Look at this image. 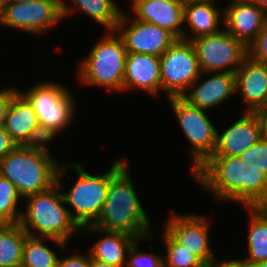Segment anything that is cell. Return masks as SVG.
Returning a JSON list of instances; mask_svg holds the SVG:
<instances>
[{
	"instance_id": "obj_1",
	"label": "cell",
	"mask_w": 267,
	"mask_h": 267,
	"mask_svg": "<svg viewBox=\"0 0 267 267\" xmlns=\"http://www.w3.org/2000/svg\"><path fill=\"white\" fill-rule=\"evenodd\" d=\"M123 159L112 163L107 197L99 218L92 226L142 239L152 235L153 226L136 193L128 162Z\"/></svg>"
},
{
	"instance_id": "obj_2",
	"label": "cell",
	"mask_w": 267,
	"mask_h": 267,
	"mask_svg": "<svg viewBox=\"0 0 267 267\" xmlns=\"http://www.w3.org/2000/svg\"><path fill=\"white\" fill-rule=\"evenodd\" d=\"M65 165L60 164L55 185L24 198L26 212H22L20 225L28 235L53 238L68 244L72 235L82 233L71 217L62 194V176L67 172Z\"/></svg>"
},
{
	"instance_id": "obj_3",
	"label": "cell",
	"mask_w": 267,
	"mask_h": 267,
	"mask_svg": "<svg viewBox=\"0 0 267 267\" xmlns=\"http://www.w3.org/2000/svg\"><path fill=\"white\" fill-rule=\"evenodd\" d=\"M106 32L80 62L76 78L81 85L123 92L126 47L116 30Z\"/></svg>"
},
{
	"instance_id": "obj_4",
	"label": "cell",
	"mask_w": 267,
	"mask_h": 267,
	"mask_svg": "<svg viewBox=\"0 0 267 267\" xmlns=\"http://www.w3.org/2000/svg\"><path fill=\"white\" fill-rule=\"evenodd\" d=\"M51 155L17 146L0 160V175L17 188L23 199L44 192L56 184L61 164Z\"/></svg>"
},
{
	"instance_id": "obj_5",
	"label": "cell",
	"mask_w": 267,
	"mask_h": 267,
	"mask_svg": "<svg viewBox=\"0 0 267 267\" xmlns=\"http://www.w3.org/2000/svg\"><path fill=\"white\" fill-rule=\"evenodd\" d=\"M77 173L78 179L72 188L62 192L66 206L73 220L80 228L93 225L99 218L111 180V168L103 173L91 175L79 163L67 164ZM73 208V210H72Z\"/></svg>"
},
{
	"instance_id": "obj_6",
	"label": "cell",
	"mask_w": 267,
	"mask_h": 267,
	"mask_svg": "<svg viewBox=\"0 0 267 267\" xmlns=\"http://www.w3.org/2000/svg\"><path fill=\"white\" fill-rule=\"evenodd\" d=\"M249 167L238 157H210L192 176L215 196L216 202L235 201L245 206V177Z\"/></svg>"
},
{
	"instance_id": "obj_7",
	"label": "cell",
	"mask_w": 267,
	"mask_h": 267,
	"mask_svg": "<svg viewBox=\"0 0 267 267\" xmlns=\"http://www.w3.org/2000/svg\"><path fill=\"white\" fill-rule=\"evenodd\" d=\"M173 112L184 132L192 157L191 173L199 169L212 155L216 147L218 130L206 114L207 111L191 106L181 97L169 98Z\"/></svg>"
},
{
	"instance_id": "obj_8",
	"label": "cell",
	"mask_w": 267,
	"mask_h": 267,
	"mask_svg": "<svg viewBox=\"0 0 267 267\" xmlns=\"http://www.w3.org/2000/svg\"><path fill=\"white\" fill-rule=\"evenodd\" d=\"M33 105L39 124L62 132L75 117L76 103L72 92L58 82H39L20 91Z\"/></svg>"
},
{
	"instance_id": "obj_9",
	"label": "cell",
	"mask_w": 267,
	"mask_h": 267,
	"mask_svg": "<svg viewBox=\"0 0 267 267\" xmlns=\"http://www.w3.org/2000/svg\"><path fill=\"white\" fill-rule=\"evenodd\" d=\"M161 90L166 98L181 97L201 74L195 48L177 39L161 56Z\"/></svg>"
},
{
	"instance_id": "obj_10",
	"label": "cell",
	"mask_w": 267,
	"mask_h": 267,
	"mask_svg": "<svg viewBox=\"0 0 267 267\" xmlns=\"http://www.w3.org/2000/svg\"><path fill=\"white\" fill-rule=\"evenodd\" d=\"M201 72L235 73L248 56L247 47L224 28L216 34L190 40Z\"/></svg>"
},
{
	"instance_id": "obj_11",
	"label": "cell",
	"mask_w": 267,
	"mask_h": 267,
	"mask_svg": "<svg viewBox=\"0 0 267 267\" xmlns=\"http://www.w3.org/2000/svg\"><path fill=\"white\" fill-rule=\"evenodd\" d=\"M60 0L1 2L0 24L39 36L62 21Z\"/></svg>"
},
{
	"instance_id": "obj_12",
	"label": "cell",
	"mask_w": 267,
	"mask_h": 267,
	"mask_svg": "<svg viewBox=\"0 0 267 267\" xmlns=\"http://www.w3.org/2000/svg\"><path fill=\"white\" fill-rule=\"evenodd\" d=\"M129 14L123 11L116 27L127 52L160 57L177 40L168 30L140 21Z\"/></svg>"
},
{
	"instance_id": "obj_13",
	"label": "cell",
	"mask_w": 267,
	"mask_h": 267,
	"mask_svg": "<svg viewBox=\"0 0 267 267\" xmlns=\"http://www.w3.org/2000/svg\"><path fill=\"white\" fill-rule=\"evenodd\" d=\"M210 222L204 216L173 213L165 224V229L179 244L194 253L205 265L214 257L210 247Z\"/></svg>"
},
{
	"instance_id": "obj_14",
	"label": "cell",
	"mask_w": 267,
	"mask_h": 267,
	"mask_svg": "<svg viewBox=\"0 0 267 267\" xmlns=\"http://www.w3.org/2000/svg\"><path fill=\"white\" fill-rule=\"evenodd\" d=\"M230 2L223 8V27L248 47L263 29L267 20V12L247 0H231Z\"/></svg>"
},
{
	"instance_id": "obj_15",
	"label": "cell",
	"mask_w": 267,
	"mask_h": 267,
	"mask_svg": "<svg viewBox=\"0 0 267 267\" xmlns=\"http://www.w3.org/2000/svg\"><path fill=\"white\" fill-rule=\"evenodd\" d=\"M203 74H208V78L202 80ZM198 84V85H197ZM236 93L235 74L229 72H201L196 79L181 96L191 106L207 111L208 109L222 105L227 99Z\"/></svg>"
},
{
	"instance_id": "obj_16",
	"label": "cell",
	"mask_w": 267,
	"mask_h": 267,
	"mask_svg": "<svg viewBox=\"0 0 267 267\" xmlns=\"http://www.w3.org/2000/svg\"><path fill=\"white\" fill-rule=\"evenodd\" d=\"M243 114L224 129L222 134L217 132L216 147L211 157H238L263 138L256 115L253 112H243Z\"/></svg>"
},
{
	"instance_id": "obj_17",
	"label": "cell",
	"mask_w": 267,
	"mask_h": 267,
	"mask_svg": "<svg viewBox=\"0 0 267 267\" xmlns=\"http://www.w3.org/2000/svg\"><path fill=\"white\" fill-rule=\"evenodd\" d=\"M131 10L134 18L168 30L177 39L184 36L183 0H139Z\"/></svg>"
},
{
	"instance_id": "obj_18",
	"label": "cell",
	"mask_w": 267,
	"mask_h": 267,
	"mask_svg": "<svg viewBox=\"0 0 267 267\" xmlns=\"http://www.w3.org/2000/svg\"><path fill=\"white\" fill-rule=\"evenodd\" d=\"M161 62L159 56L127 52L123 76V92L140 90L157 96L161 90Z\"/></svg>"
},
{
	"instance_id": "obj_19",
	"label": "cell",
	"mask_w": 267,
	"mask_h": 267,
	"mask_svg": "<svg viewBox=\"0 0 267 267\" xmlns=\"http://www.w3.org/2000/svg\"><path fill=\"white\" fill-rule=\"evenodd\" d=\"M234 74L236 93L246 104L244 112H254L267 102V64L247 56Z\"/></svg>"
},
{
	"instance_id": "obj_20",
	"label": "cell",
	"mask_w": 267,
	"mask_h": 267,
	"mask_svg": "<svg viewBox=\"0 0 267 267\" xmlns=\"http://www.w3.org/2000/svg\"><path fill=\"white\" fill-rule=\"evenodd\" d=\"M218 0H189L184 2V27L183 40L190 41L194 38L219 33L223 22L224 10L217 7ZM222 23V24H221ZM186 28L189 29L186 31ZM188 31L190 34L188 36Z\"/></svg>"
},
{
	"instance_id": "obj_21",
	"label": "cell",
	"mask_w": 267,
	"mask_h": 267,
	"mask_svg": "<svg viewBox=\"0 0 267 267\" xmlns=\"http://www.w3.org/2000/svg\"><path fill=\"white\" fill-rule=\"evenodd\" d=\"M83 233H97L102 237L90 247V256L117 267H125L127 253L137 239L124 232L104 231L92 225L81 228ZM104 234V236H103Z\"/></svg>"
},
{
	"instance_id": "obj_22",
	"label": "cell",
	"mask_w": 267,
	"mask_h": 267,
	"mask_svg": "<svg viewBox=\"0 0 267 267\" xmlns=\"http://www.w3.org/2000/svg\"><path fill=\"white\" fill-rule=\"evenodd\" d=\"M39 124L33 105L18 91L6 112L4 128L18 145H23L30 132Z\"/></svg>"
},
{
	"instance_id": "obj_23",
	"label": "cell",
	"mask_w": 267,
	"mask_h": 267,
	"mask_svg": "<svg viewBox=\"0 0 267 267\" xmlns=\"http://www.w3.org/2000/svg\"><path fill=\"white\" fill-rule=\"evenodd\" d=\"M60 0V7L63 19L74 14V10H79L91 17L94 22L104 26L107 31L116 30L123 10L114 0ZM66 2V3H65ZM70 4V5H69ZM72 5V6H71Z\"/></svg>"
},
{
	"instance_id": "obj_24",
	"label": "cell",
	"mask_w": 267,
	"mask_h": 267,
	"mask_svg": "<svg viewBox=\"0 0 267 267\" xmlns=\"http://www.w3.org/2000/svg\"><path fill=\"white\" fill-rule=\"evenodd\" d=\"M249 231L247 256L243 260L249 265L267 260V207H247Z\"/></svg>"
},
{
	"instance_id": "obj_25",
	"label": "cell",
	"mask_w": 267,
	"mask_h": 267,
	"mask_svg": "<svg viewBox=\"0 0 267 267\" xmlns=\"http://www.w3.org/2000/svg\"><path fill=\"white\" fill-rule=\"evenodd\" d=\"M46 240L53 242L61 252L67 247V243L57 239L27 235L23 246L21 267H58L59 256L44 244Z\"/></svg>"
},
{
	"instance_id": "obj_26",
	"label": "cell",
	"mask_w": 267,
	"mask_h": 267,
	"mask_svg": "<svg viewBox=\"0 0 267 267\" xmlns=\"http://www.w3.org/2000/svg\"><path fill=\"white\" fill-rule=\"evenodd\" d=\"M27 235L20 223H0V266L21 267Z\"/></svg>"
},
{
	"instance_id": "obj_27",
	"label": "cell",
	"mask_w": 267,
	"mask_h": 267,
	"mask_svg": "<svg viewBox=\"0 0 267 267\" xmlns=\"http://www.w3.org/2000/svg\"><path fill=\"white\" fill-rule=\"evenodd\" d=\"M161 236L166 248V256H163L165 267H205L194 253L179 244L165 229Z\"/></svg>"
},
{
	"instance_id": "obj_28",
	"label": "cell",
	"mask_w": 267,
	"mask_h": 267,
	"mask_svg": "<svg viewBox=\"0 0 267 267\" xmlns=\"http://www.w3.org/2000/svg\"><path fill=\"white\" fill-rule=\"evenodd\" d=\"M22 199L17 188L0 175V223H20L23 211L17 206Z\"/></svg>"
},
{
	"instance_id": "obj_29",
	"label": "cell",
	"mask_w": 267,
	"mask_h": 267,
	"mask_svg": "<svg viewBox=\"0 0 267 267\" xmlns=\"http://www.w3.org/2000/svg\"><path fill=\"white\" fill-rule=\"evenodd\" d=\"M245 207H267V175L260 169L246 170Z\"/></svg>"
},
{
	"instance_id": "obj_30",
	"label": "cell",
	"mask_w": 267,
	"mask_h": 267,
	"mask_svg": "<svg viewBox=\"0 0 267 267\" xmlns=\"http://www.w3.org/2000/svg\"><path fill=\"white\" fill-rule=\"evenodd\" d=\"M150 236L154 237L149 235L145 238H142V240L139 238L134 241L127 253L125 267H165L162 252L161 254L158 253L157 255L156 253H144L139 250L138 244L141 243L140 241H143L144 239L147 241L148 239H152Z\"/></svg>"
},
{
	"instance_id": "obj_31",
	"label": "cell",
	"mask_w": 267,
	"mask_h": 267,
	"mask_svg": "<svg viewBox=\"0 0 267 267\" xmlns=\"http://www.w3.org/2000/svg\"><path fill=\"white\" fill-rule=\"evenodd\" d=\"M59 132L46 125L38 124L29 134L26 142L22 145L30 150L49 153L47 144L58 135Z\"/></svg>"
},
{
	"instance_id": "obj_32",
	"label": "cell",
	"mask_w": 267,
	"mask_h": 267,
	"mask_svg": "<svg viewBox=\"0 0 267 267\" xmlns=\"http://www.w3.org/2000/svg\"><path fill=\"white\" fill-rule=\"evenodd\" d=\"M238 158L249 168L260 169L267 175V138H261L252 147L241 153Z\"/></svg>"
},
{
	"instance_id": "obj_33",
	"label": "cell",
	"mask_w": 267,
	"mask_h": 267,
	"mask_svg": "<svg viewBox=\"0 0 267 267\" xmlns=\"http://www.w3.org/2000/svg\"><path fill=\"white\" fill-rule=\"evenodd\" d=\"M248 56L254 61L267 64V20L255 40L247 47Z\"/></svg>"
},
{
	"instance_id": "obj_34",
	"label": "cell",
	"mask_w": 267,
	"mask_h": 267,
	"mask_svg": "<svg viewBox=\"0 0 267 267\" xmlns=\"http://www.w3.org/2000/svg\"><path fill=\"white\" fill-rule=\"evenodd\" d=\"M87 255L73 253L71 256L60 257L58 267H91V256Z\"/></svg>"
},
{
	"instance_id": "obj_35",
	"label": "cell",
	"mask_w": 267,
	"mask_h": 267,
	"mask_svg": "<svg viewBox=\"0 0 267 267\" xmlns=\"http://www.w3.org/2000/svg\"><path fill=\"white\" fill-rule=\"evenodd\" d=\"M18 91L19 89L13 87L0 90V127L4 126L7 109Z\"/></svg>"
},
{
	"instance_id": "obj_36",
	"label": "cell",
	"mask_w": 267,
	"mask_h": 267,
	"mask_svg": "<svg viewBox=\"0 0 267 267\" xmlns=\"http://www.w3.org/2000/svg\"><path fill=\"white\" fill-rule=\"evenodd\" d=\"M17 146L5 128L0 127V160L5 158Z\"/></svg>"
},
{
	"instance_id": "obj_37",
	"label": "cell",
	"mask_w": 267,
	"mask_h": 267,
	"mask_svg": "<svg viewBox=\"0 0 267 267\" xmlns=\"http://www.w3.org/2000/svg\"><path fill=\"white\" fill-rule=\"evenodd\" d=\"M205 267H250L243 258L239 259H229L218 261V258L214 257Z\"/></svg>"
},
{
	"instance_id": "obj_38",
	"label": "cell",
	"mask_w": 267,
	"mask_h": 267,
	"mask_svg": "<svg viewBox=\"0 0 267 267\" xmlns=\"http://www.w3.org/2000/svg\"><path fill=\"white\" fill-rule=\"evenodd\" d=\"M260 124L263 137L267 138V102L253 112Z\"/></svg>"
},
{
	"instance_id": "obj_39",
	"label": "cell",
	"mask_w": 267,
	"mask_h": 267,
	"mask_svg": "<svg viewBox=\"0 0 267 267\" xmlns=\"http://www.w3.org/2000/svg\"><path fill=\"white\" fill-rule=\"evenodd\" d=\"M91 267H117L91 257Z\"/></svg>"
},
{
	"instance_id": "obj_40",
	"label": "cell",
	"mask_w": 267,
	"mask_h": 267,
	"mask_svg": "<svg viewBox=\"0 0 267 267\" xmlns=\"http://www.w3.org/2000/svg\"><path fill=\"white\" fill-rule=\"evenodd\" d=\"M258 5L260 8L264 9L267 12V0H247Z\"/></svg>"
},
{
	"instance_id": "obj_41",
	"label": "cell",
	"mask_w": 267,
	"mask_h": 267,
	"mask_svg": "<svg viewBox=\"0 0 267 267\" xmlns=\"http://www.w3.org/2000/svg\"><path fill=\"white\" fill-rule=\"evenodd\" d=\"M250 267H267V260L264 262L257 263V264H252L250 265Z\"/></svg>"
},
{
	"instance_id": "obj_42",
	"label": "cell",
	"mask_w": 267,
	"mask_h": 267,
	"mask_svg": "<svg viewBox=\"0 0 267 267\" xmlns=\"http://www.w3.org/2000/svg\"><path fill=\"white\" fill-rule=\"evenodd\" d=\"M32 0H1V2H19V3H23V2H30Z\"/></svg>"
},
{
	"instance_id": "obj_43",
	"label": "cell",
	"mask_w": 267,
	"mask_h": 267,
	"mask_svg": "<svg viewBox=\"0 0 267 267\" xmlns=\"http://www.w3.org/2000/svg\"><path fill=\"white\" fill-rule=\"evenodd\" d=\"M131 2V7L135 4V3H137L139 0H130Z\"/></svg>"
}]
</instances>
